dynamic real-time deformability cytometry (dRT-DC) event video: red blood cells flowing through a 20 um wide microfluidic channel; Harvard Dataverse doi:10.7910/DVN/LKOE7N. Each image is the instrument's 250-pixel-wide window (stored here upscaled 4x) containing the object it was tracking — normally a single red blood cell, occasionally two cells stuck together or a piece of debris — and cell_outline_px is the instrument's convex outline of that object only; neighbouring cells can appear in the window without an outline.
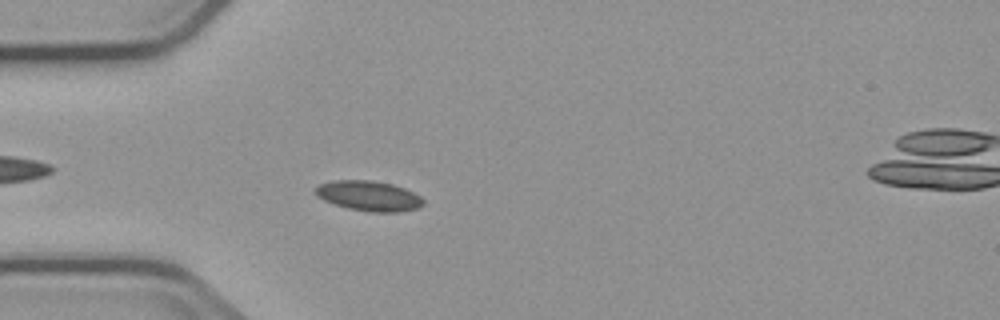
{"species": "common noctule bat (a hibernating species)", "species_latin": "Nyctalus noctula", "temperature_condition": "cold", "stored_images_in_passage": 4, "camera_frame_rate_fps": 3000, "um_per_image_px": 0.085, "animal": {"sex": "male", "body_mass_g": 23.1, "forearm_length_mm": 52.7}, "frame": {"image": 1, "passage_image": 3, "time_ms": 2.667, "image_size_px": [1000, 320], "cell_outline_px": [[424, 204], [420, 208], [400, 212], [368, 212], [348, 208], [332, 204], [316, 196], [316, 188], [320, 184], [332, 180], [372, 180], [392, 184], [404, 188], [420, 196], [424, 200]], "centroid_in_image_um": [31.36, 16.66], "position_along_channel_um": 53.6, "area_um2": 19.07}}